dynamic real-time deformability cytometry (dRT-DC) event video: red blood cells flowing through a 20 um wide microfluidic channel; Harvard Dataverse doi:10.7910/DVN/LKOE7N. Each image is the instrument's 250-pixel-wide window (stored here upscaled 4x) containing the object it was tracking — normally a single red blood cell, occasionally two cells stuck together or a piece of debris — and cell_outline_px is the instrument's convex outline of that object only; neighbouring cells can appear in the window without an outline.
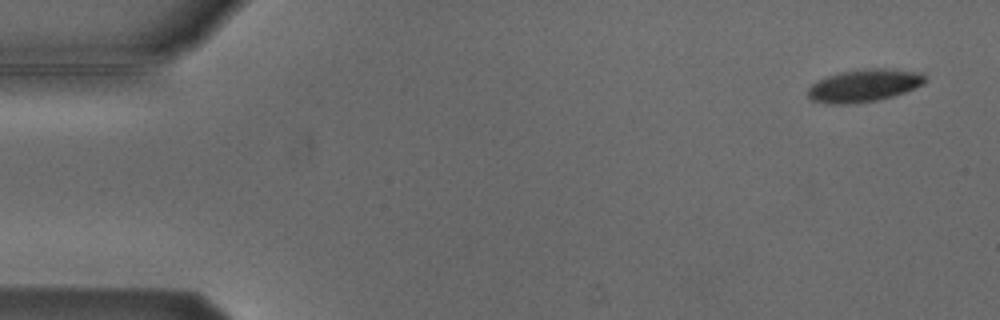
{"species": "Egyptian fruit bat (a non-hibernating species)", "species_latin": "Rousettus aegyptiacus", "temperature_condition": "cold", "stored_images_in_passage": 4, "camera_frame_rate_fps": 3000, "um_per_image_px": 0.085, "animal": {"sex": "male"}, "frame": {"image": 1, "passage_image": 1, "time_ms": 0.0, "image_size_px": [1000, 320], "cell_outline_px": [[928, 80], [924, 84], [904, 92], [892, 96], [876, 100], [848, 104], [828, 104], [812, 100], [808, 96], [808, 88], [816, 80], [840, 72], [868, 68], [884, 68], [924, 72], [928, 76]], "centroid_in_image_um": [73.49, 7.25], "position_along_channel_um": 11.5, "area_um2": 22.43}}